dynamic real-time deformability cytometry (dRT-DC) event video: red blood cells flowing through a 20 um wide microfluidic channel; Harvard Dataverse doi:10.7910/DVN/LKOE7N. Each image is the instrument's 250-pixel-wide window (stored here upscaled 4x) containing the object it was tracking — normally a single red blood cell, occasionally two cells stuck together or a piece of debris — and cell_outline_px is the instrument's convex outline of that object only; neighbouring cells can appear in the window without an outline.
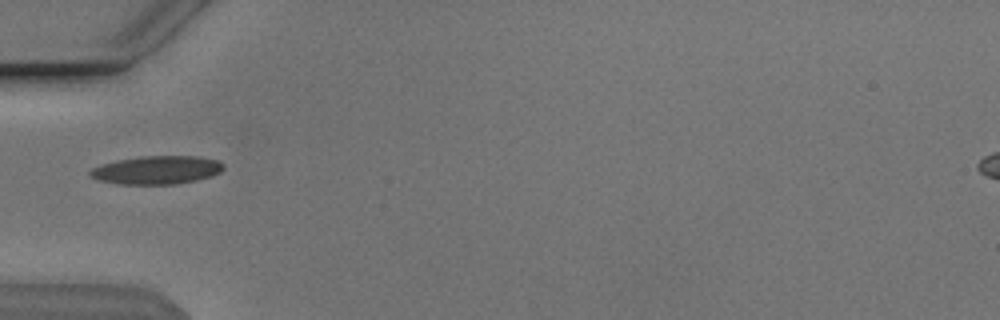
{"species": "Egyptian fruit bat (a non-hibernating species)", "species_latin": "Rousettus aegyptiacus", "temperature_condition": "cold", "stored_images_in_passage": 14, "camera_frame_rate_fps": 3000, "um_per_image_px": 0.085, "animal": {"sex": "male"}, "frame": {"image": 1, "passage_image": 1, "time_ms": 0.0, "image_size_px": [1000, 320], "cell_outline_px": [[224, 168], [220, 172], [212, 176], [196, 180], [176, 184], [116, 184], [96, 180], [88, 176], [88, 172], [92, 168], [100, 164], [140, 156], [200, 156], [220, 160], [224, 164]], "centroid_in_image_um": [13.32, 14.45], "position_along_channel_um": 71.7, "area_um2": 22.31}}